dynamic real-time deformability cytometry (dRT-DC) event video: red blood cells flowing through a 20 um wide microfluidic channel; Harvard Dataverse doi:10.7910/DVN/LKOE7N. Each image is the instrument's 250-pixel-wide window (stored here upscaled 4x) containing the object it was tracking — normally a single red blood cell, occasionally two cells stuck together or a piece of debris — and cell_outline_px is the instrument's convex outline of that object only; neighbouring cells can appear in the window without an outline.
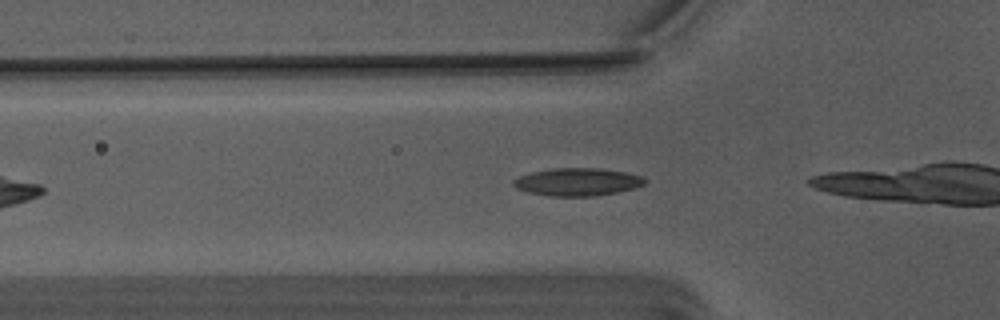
{"species": "Egyptian fruit bat (a non-hibernating species)", "species_latin": "Rousettus aegyptiacus", "temperature_condition": "warm", "stored_images_in_passage": 6, "camera_frame_rate_fps": 3000, "um_per_image_px": 0.085, "animal": {"sex": "male"}, "frame": {"image": 1, "passage_image": 2, "time_ms": 0.333, "image_size_px": [1000, 320], "cell_outline_px": [[648, 180], [644, 184], [632, 188], [616, 192], [592, 196], [548, 196], [528, 192], [516, 188], [512, 184], [512, 180], [520, 176], [532, 172], [552, 168], [596, 168], [624, 172], [644, 176]], "centroid_in_image_um": [49.06, 15.46], "position_along_channel_um": 76.7, "area_um2": 21.15}}